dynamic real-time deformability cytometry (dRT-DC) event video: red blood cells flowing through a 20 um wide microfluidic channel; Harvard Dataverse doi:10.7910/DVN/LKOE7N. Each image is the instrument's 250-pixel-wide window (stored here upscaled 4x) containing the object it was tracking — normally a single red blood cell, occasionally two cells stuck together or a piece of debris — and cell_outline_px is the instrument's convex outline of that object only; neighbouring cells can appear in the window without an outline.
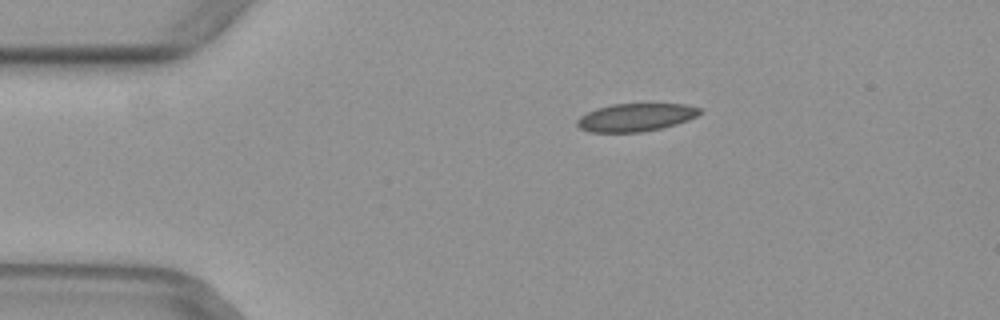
{"species": "common noctule bat (a hibernating species)", "species_latin": "Nyctalus noctula", "temperature_condition": "warm", "stored_images_in_passage": 48, "camera_frame_rate_fps": 3000, "um_per_image_px": 0.085, "animal": {"sex": "female", "body_mass_g": 29.2, "forearm_length_mm": 56.3}, "frame": {"image": 1, "passage_image": 7, "time_ms": 2.0, "image_size_px": [1000, 320], "cell_outline_px": [[704, 112], [688, 120], [676, 124], [660, 128], [640, 132], [588, 132], [580, 128], [576, 124], [576, 120], [580, 116], [596, 108], [612, 104], [684, 104], [704, 108]], "centroid_in_image_um": [54.06, 9.97], "position_along_channel_um": 30.9, "area_um2": 20.06}}
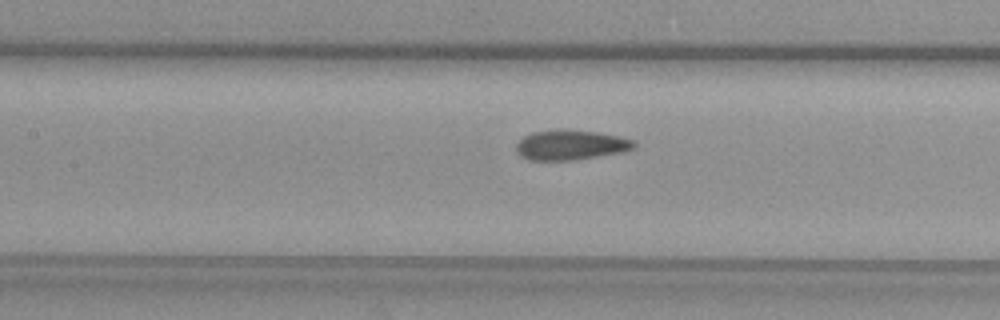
{"frame": {"image": 2, "passage_image": 20, "time_ms": 6.333, "image_size_px": [1000, 320], "cell_outline_px": [[636, 144], [632, 148], [624, 152], [572, 160], [528, 160], [520, 156], [516, 152], [516, 144], [524, 136], [532, 132], [564, 128], [568, 128], [596, 132], [620, 136], [636, 140]], "centroid_in_image_um": [48.5, 12.31], "position_along_channel_um": 158.9, "area_um2": 20.87}}
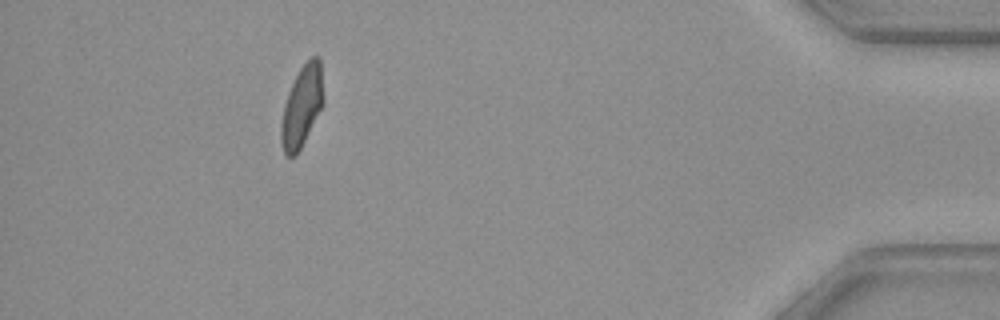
{"frame": {"image": 3, "passage_image": 43, "time_ms": 14.0, "image_size_px": [1000, 320], "cell_outline_px": [[324, 104], [296, 156], [284, 156], [280, 140], [280, 124], [284, 104], [288, 92], [300, 68], [312, 56], [320, 56], [324, 100]], "centroid_in_image_um": [25.65, 9.06], "position_along_channel_um": 409.5, "area_um2": 20.17}}